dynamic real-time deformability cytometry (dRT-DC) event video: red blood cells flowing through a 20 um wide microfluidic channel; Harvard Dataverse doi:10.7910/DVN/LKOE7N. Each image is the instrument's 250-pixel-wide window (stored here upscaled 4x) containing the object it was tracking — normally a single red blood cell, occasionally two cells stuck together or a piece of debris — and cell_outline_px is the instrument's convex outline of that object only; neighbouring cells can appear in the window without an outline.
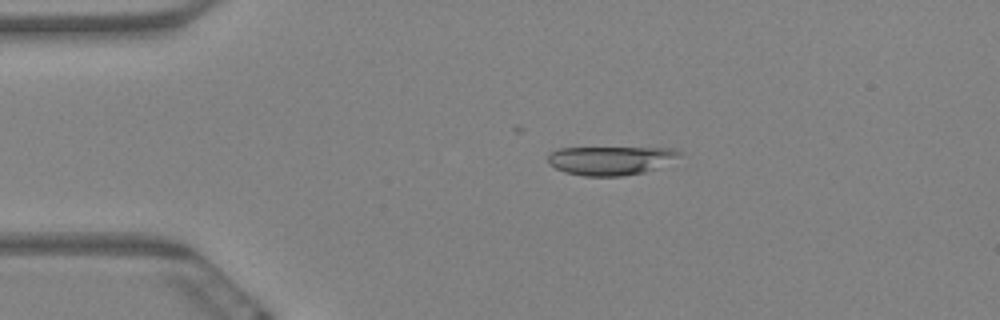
{"species": "Egyptian fruit bat (a non-hibernating species)", "species_latin": "Rousettus aegyptiacus", "temperature_condition": "warm", "stored_images_in_passage": 4, "camera_frame_rate_fps": 3000, "um_per_image_px": 0.085, "animal": {"sex": "female"}, "frame": {"image": 1, "passage_image": 3, "time_ms": 0.667, "image_size_px": [1000, 320], "cell_outline_px": [[680, 156], [656, 168], [644, 172], [620, 176], [584, 176], [564, 172], [548, 164], [548, 152], [556, 148], [672, 148], [680, 152]], "centroid_in_image_um": [51.82, 13.63], "position_along_channel_um": 33.2, "area_um2": 21.96}}